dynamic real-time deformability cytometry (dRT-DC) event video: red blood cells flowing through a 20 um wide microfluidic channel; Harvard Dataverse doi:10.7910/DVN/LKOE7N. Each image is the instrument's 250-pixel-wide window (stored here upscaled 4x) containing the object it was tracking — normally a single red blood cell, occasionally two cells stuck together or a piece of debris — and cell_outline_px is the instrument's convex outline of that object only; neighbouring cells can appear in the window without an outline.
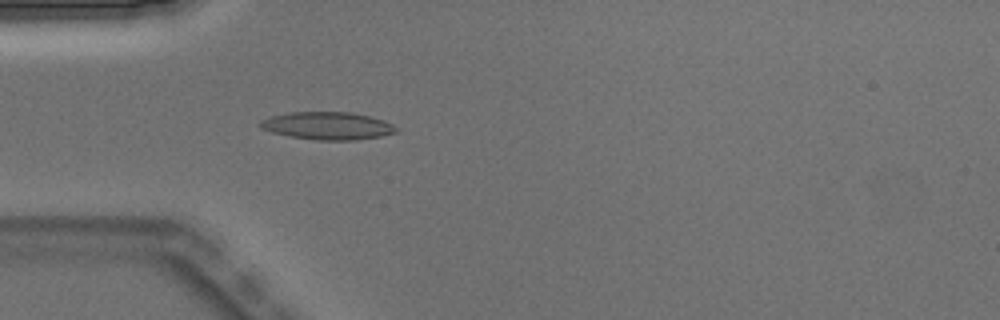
{"species": "Egyptian fruit bat (a non-hibernating species)", "species_latin": "Rousettus aegyptiacus", "temperature_condition": "warm", "stored_images_in_passage": 4, "camera_frame_rate_fps": 3000, "um_per_image_px": 0.085, "animal": {"sex": "male"}, "frame": {"image": 1, "passage_image": 4, "time_ms": 1.0, "image_size_px": [1000, 320], "cell_outline_px": [[396, 132], [380, 136], [356, 140], [316, 140], [288, 136], [272, 132], [260, 128], [260, 120], [272, 116], [288, 112], [352, 112], [384, 120], [392, 124], [396, 128]], "centroid_in_image_um": [27.82, 10.69], "position_along_channel_um": 57.2, "area_um2": 21.85}}